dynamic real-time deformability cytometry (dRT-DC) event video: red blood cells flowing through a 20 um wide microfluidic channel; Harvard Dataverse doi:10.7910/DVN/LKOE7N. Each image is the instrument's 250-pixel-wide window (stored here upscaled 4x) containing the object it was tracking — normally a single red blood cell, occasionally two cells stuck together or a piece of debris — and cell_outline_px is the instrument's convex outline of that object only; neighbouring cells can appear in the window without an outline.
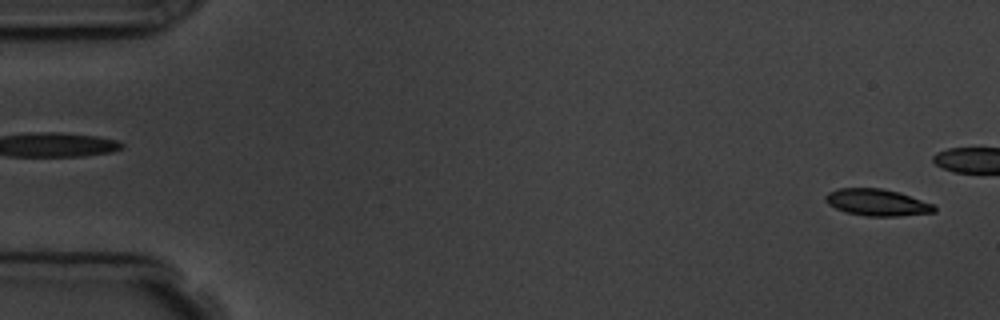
{"species": "common noctule bat (a hibernating species)", "species_latin": "Nyctalus noctula", "temperature_condition": "room temperature", "stored_images_in_passage": 6, "segment_of_instrument_passage": [2, 2], "camera_frame_rate_fps": 3000, "um_per_image_px": 0.085, "animal": {"sex": "male", "body_mass_g": 19.5, "forearm_length_mm": 54.6}, "frame": {"image": 1, "passage_image": 6, "time_ms": 5.667, "image_size_px": [1000, 320], "cell_outline_px": [[936, 212], [900, 216], [864, 216], [844, 212], [828, 204], [824, 200], [824, 196], [828, 192], [840, 188], [880, 188], [900, 192], [932, 204], [936, 208]], "centroid_in_image_um": [74.52, 17.21], "position_along_channel_um": 10.5, "area_um2": 17.05}}